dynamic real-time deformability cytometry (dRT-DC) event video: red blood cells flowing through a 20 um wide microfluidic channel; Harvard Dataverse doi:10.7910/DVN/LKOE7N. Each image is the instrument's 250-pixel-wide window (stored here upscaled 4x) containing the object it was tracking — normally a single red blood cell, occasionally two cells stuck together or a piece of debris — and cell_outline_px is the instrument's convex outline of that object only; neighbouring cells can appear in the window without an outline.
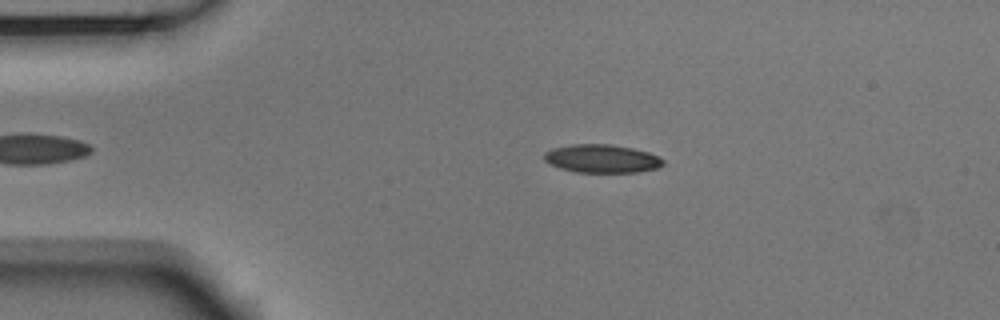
{"species": "Egyptian fruit bat (a non-hibernating species)", "species_latin": "Rousettus aegyptiacus", "temperature_condition": "room temperature", "stored_images_in_passage": 45, "camera_frame_rate_fps": 3000, "um_per_image_px": 0.085, "animal": {"sex": "male"}, "frame": {"image": 1, "passage_image": 8, "time_ms": 2.333, "image_size_px": [1000, 320], "cell_outline_px": [[664, 164], [656, 168], [640, 172], [576, 172], [560, 168], [544, 160], [544, 152], [552, 148], [572, 144], [608, 144], [632, 148], [648, 152], [660, 156], [664, 160]], "centroid_in_image_um": [51.17, 13.48], "position_along_channel_um": 33.8, "area_um2": 19.59}}
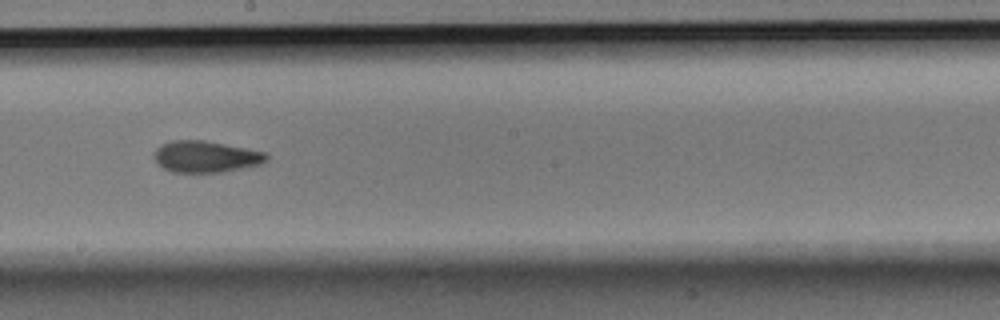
{"frame": {"image": 2, "passage_image": 27, "time_ms": 8.667, "image_size_px": [1000, 320], "cell_outline_px": [[268, 160], [260, 164], [224, 172], [172, 172], [164, 168], [156, 160], [156, 148], [160, 144], [172, 140], [204, 140], [268, 152]], "centroid_in_image_um": [17.54, 13.3], "position_along_channel_um": 230.7, "area_um2": 20.58}}
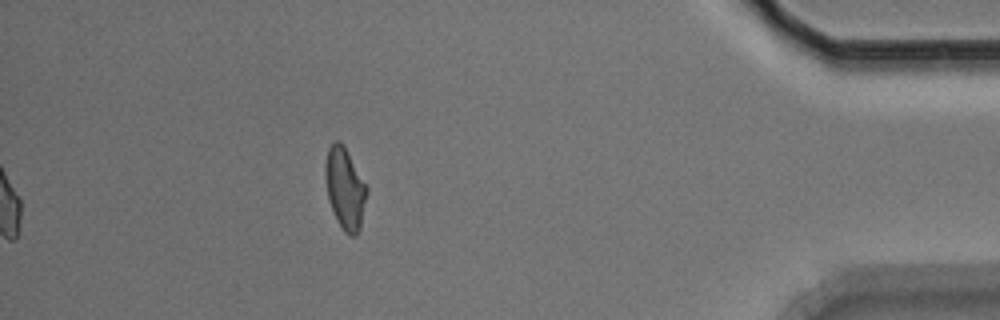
{"frame": {"image": 3, "passage_image": 45, "time_ms": 14.667, "image_size_px": [1000, 320], "cell_outline_px": [[368, 192], [360, 228], [356, 236], [348, 236], [344, 232], [336, 220], [328, 200], [324, 176], [324, 164], [328, 148], [336, 140], [340, 140], [344, 144], [368, 188]], "centroid_in_image_um": [29.31, 16.02], "position_along_channel_um": 405.9, "area_um2": 20.11}, "authors_computed_cell_mechanics": {"area_um2": 20.1144, "velocity_mm_per_s": 3.7256, "shape_relaxation_time_tau1_ms": 5.4579, "shape_relaxation_time_tau2_ms": 3.7254, "deformation_change_tau1": 0.1328, "deformation_change_tau2": 0.0895}}